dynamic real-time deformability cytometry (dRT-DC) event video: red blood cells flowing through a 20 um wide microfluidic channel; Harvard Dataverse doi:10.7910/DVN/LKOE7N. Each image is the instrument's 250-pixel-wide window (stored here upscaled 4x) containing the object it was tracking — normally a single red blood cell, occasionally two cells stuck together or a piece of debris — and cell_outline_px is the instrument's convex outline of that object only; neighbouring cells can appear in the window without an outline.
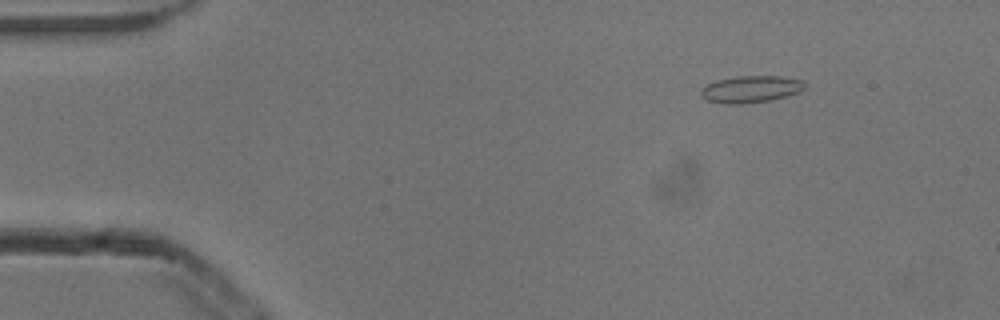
{"species": "common noctule bat (a hibernating species)", "species_latin": "Nyctalus noctula", "temperature_condition": "cold", "stored_images_in_passage": 6, "camera_frame_rate_fps": 3000, "um_per_image_px": 0.085, "animal": {"sex": "male", "body_mass_g": 13.3}, "frame": {"image": 1, "passage_image": 2, "time_ms": 0.333, "image_size_px": [1000, 320], "cell_outline_px": [[804, 88], [800, 92], [788, 96], [772, 100], [744, 104], [724, 104], [708, 100], [700, 92], [708, 84], [716, 80], [740, 76], [780, 76], [804, 80]], "centroid_in_image_um": [63.88, 7.58], "position_along_channel_um": 21.1, "area_um2": 16.24}}
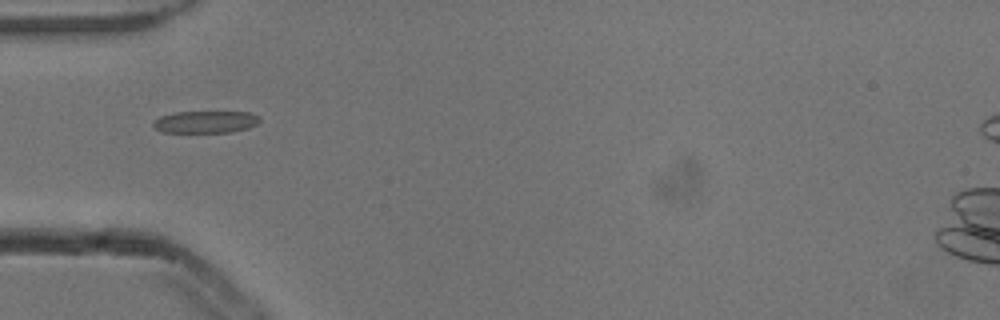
{"frame": {"image": 2, "passage_image": 5, "time_ms": 1.333, "image_size_px": [1000, 320], "cell_outline_px": [[260, 120], [256, 124], [248, 128], [228, 132], [164, 132], [152, 128], [152, 120], [160, 116], [176, 112], [252, 112], [260, 116]], "centroid_in_image_um": [17.44, 10.36], "position_along_channel_um": 67.6, "area_um2": 13.81}}
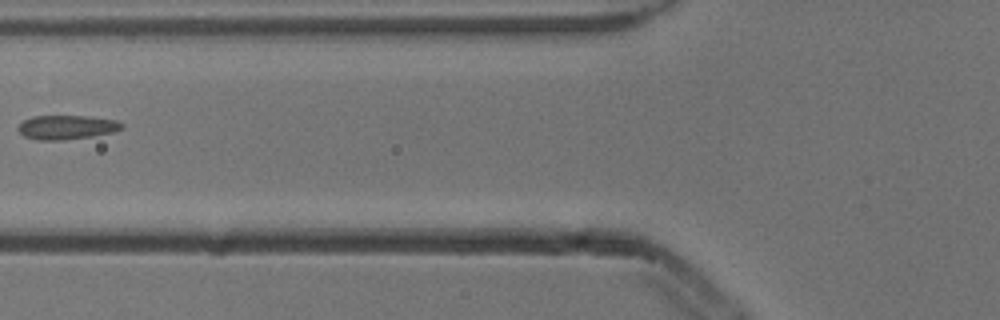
{"frame": {"image": 3, "passage_image": 6, "time_ms": 1.667, "image_size_px": [1000, 320], "cell_outline_px": [[124, 128], [112, 132], [92, 136], [64, 140], [36, 140], [24, 136], [16, 128], [24, 120], [32, 116], [88, 116], [116, 120], [124, 124]], "centroid_in_image_um": [5.67, 10.81], "position_along_channel_um": 120.1, "area_um2": 14.62}}